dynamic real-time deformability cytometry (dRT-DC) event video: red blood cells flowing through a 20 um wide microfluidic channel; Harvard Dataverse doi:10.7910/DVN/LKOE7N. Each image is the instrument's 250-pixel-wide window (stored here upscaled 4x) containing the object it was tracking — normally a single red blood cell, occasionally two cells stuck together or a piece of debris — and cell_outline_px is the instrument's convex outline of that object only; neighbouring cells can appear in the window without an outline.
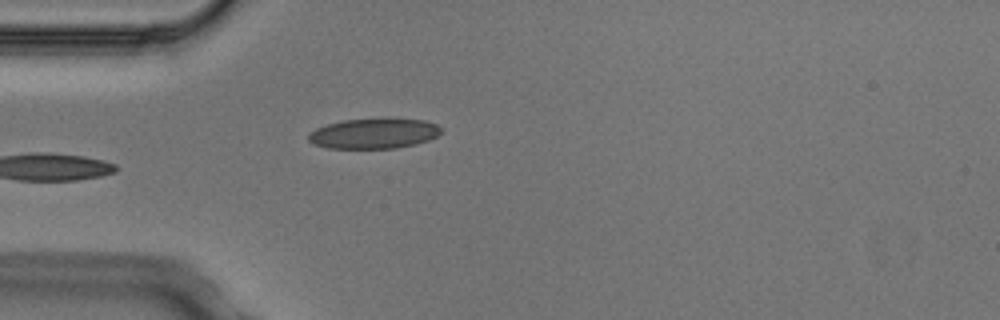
{"species": "Egyptian fruit bat (a non-hibernating species)", "species_latin": "Rousettus aegyptiacus", "temperature_condition": "cold", "stored_images_in_passage": 5, "camera_frame_rate_fps": 3000, "um_per_image_px": 0.085, "animal": {"sex": "male"}, "frame": {"image": 1, "passage_image": 5, "time_ms": 1.333, "image_size_px": [1000, 320], "cell_outline_px": [[440, 132], [436, 136], [428, 140], [416, 144], [396, 148], [328, 148], [312, 144], [308, 140], [308, 132], [316, 128], [328, 124], [344, 120], [384, 116], [424, 120], [436, 124], [440, 128]], "centroid_in_image_um": [31.76, 11.31], "position_along_channel_um": 53.2, "area_um2": 23.99}}